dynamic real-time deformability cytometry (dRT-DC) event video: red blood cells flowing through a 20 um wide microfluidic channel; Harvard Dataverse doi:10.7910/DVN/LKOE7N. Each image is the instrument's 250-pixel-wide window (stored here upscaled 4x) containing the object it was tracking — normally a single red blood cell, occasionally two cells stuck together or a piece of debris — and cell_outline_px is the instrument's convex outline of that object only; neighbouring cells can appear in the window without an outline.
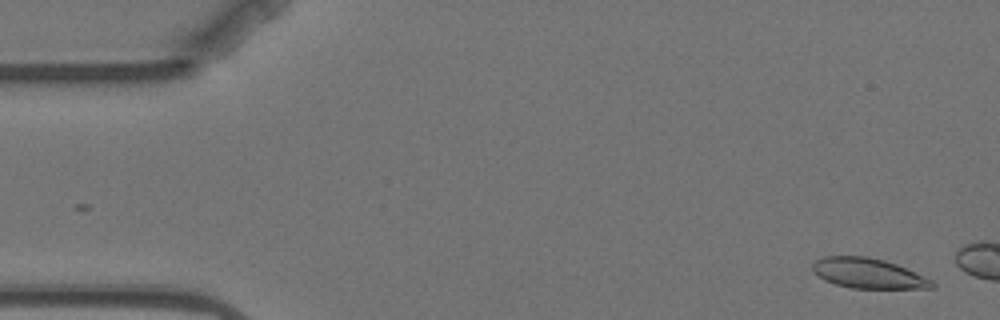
{"species": "Egyptian fruit bat (a non-hibernating species)", "species_latin": "Rousettus aegyptiacus", "temperature_condition": "warm", "stored_images_in_passage": 6, "camera_frame_rate_fps": 3000, "um_per_image_px": 0.085, "animal": {"sex": "female"}, "frame": {"image": 1, "passage_image": 1, "time_ms": 0.0, "image_size_px": [1000, 320], "cell_outline_px": [[936, 288], [852, 288], [836, 284], [824, 280], [812, 272], [812, 264], [820, 256], [868, 256], [884, 260], [896, 264], [932, 280], [936, 284]], "centroid_in_image_um": [73.76, 23.22], "position_along_channel_um": 11.2, "area_um2": 20.98}}
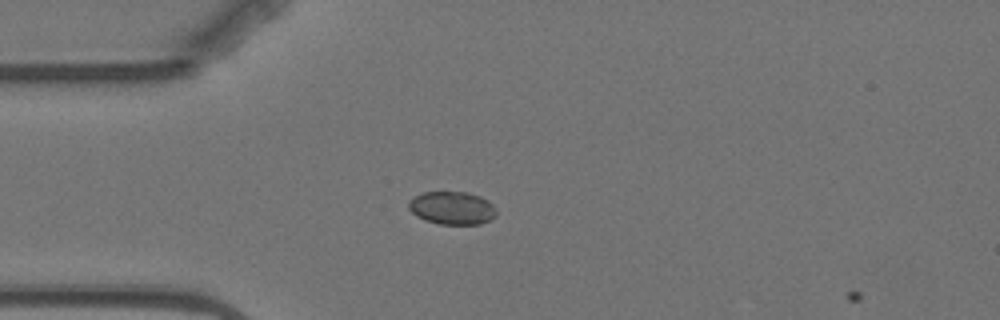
{"frame": {"image": 2, "passage_image": 5, "time_ms": 5.667, "image_size_px": [1000, 320], "cell_outline_px": [[496, 216], [480, 224], [440, 224], [424, 220], [416, 216], [408, 208], [408, 200], [424, 192], [468, 192], [480, 196], [488, 200], [496, 208]], "centroid_in_image_um": [38.43, 17.68], "position_along_channel_um": 46.6, "area_um2": 16.94}}